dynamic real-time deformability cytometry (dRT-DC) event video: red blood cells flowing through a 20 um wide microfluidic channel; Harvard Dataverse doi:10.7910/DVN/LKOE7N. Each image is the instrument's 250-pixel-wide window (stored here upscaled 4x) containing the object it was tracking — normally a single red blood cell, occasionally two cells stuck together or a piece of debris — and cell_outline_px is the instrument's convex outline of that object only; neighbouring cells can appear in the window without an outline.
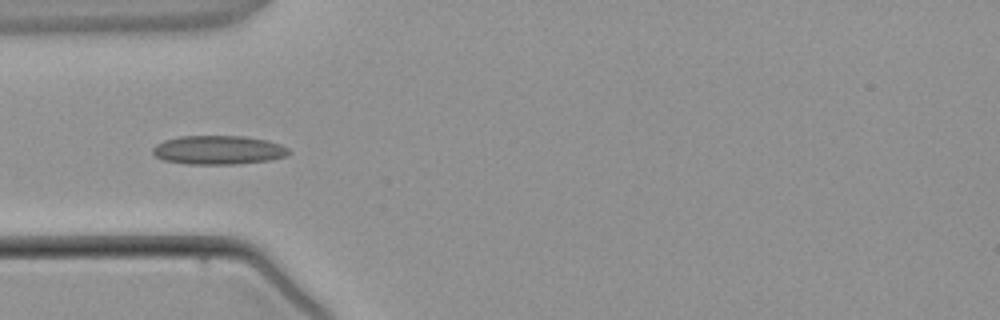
{"species": "common noctule bat (a hibernating species)", "species_latin": "Nyctalus noctula", "temperature_condition": "warm", "stored_images_in_passage": 3, "camera_frame_rate_fps": 3000, "um_per_image_px": 0.085, "animal": {"sex": "male", "body_mass_g": 21.5, "forearm_length_mm": 52.0}, "frame": {"image": 1, "passage_image": 3, "time_ms": 3.333, "image_size_px": [1000, 320], "cell_outline_px": [[292, 152], [288, 156], [272, 160], [236, 164], [184, 164], [164, 160], [156, 156], [152, 152], [152, 148], [156, 144], [164, 140], [180, 136], [244, 136], [268, 140], [280, 144], [288, 148]], "centroid_in_image_um": [18.6, 12.75], "position_along_channel_um": 66.4, "area_um2": 23.18}}